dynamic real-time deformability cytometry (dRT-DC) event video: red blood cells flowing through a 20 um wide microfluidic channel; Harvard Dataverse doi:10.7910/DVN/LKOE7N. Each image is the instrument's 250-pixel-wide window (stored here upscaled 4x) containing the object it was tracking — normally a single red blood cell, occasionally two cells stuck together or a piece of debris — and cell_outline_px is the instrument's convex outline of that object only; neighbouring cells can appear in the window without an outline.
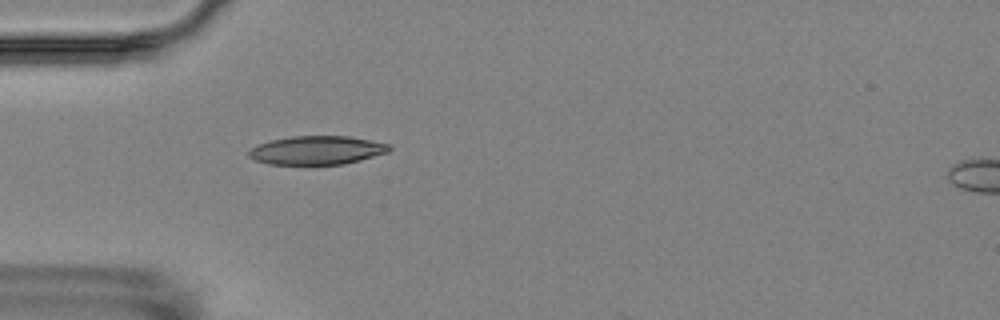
{"species": "Egyptian fruit bat (a non-hibernating species)", "species_latin": "Rousettus aegyptiacus", "temperature_condition": "room temperature", "stored_images_in_passage": 3, "camera_frame_rate_fps": 3000, "um_per_image_px": 0.085, "animal": {"sex": "female"}, "frame": {"image": 1, "passage_image": 2, "time_ms": 1.0, "image_size_px": [1000, 320], "cell_outline_px": [[392, 148], [388, 152], [360, 160], [344, 164], [268, 164], [256, 160], [248, 156], [248, 152], [256, 144], [272, 140], [292, 136], [348, 136], [372, 140], [392, 144]], "centroid_in_image_um": [26.97, 12.76], "position_along_channel_um": 58.0, "area_um2": 23.47}}